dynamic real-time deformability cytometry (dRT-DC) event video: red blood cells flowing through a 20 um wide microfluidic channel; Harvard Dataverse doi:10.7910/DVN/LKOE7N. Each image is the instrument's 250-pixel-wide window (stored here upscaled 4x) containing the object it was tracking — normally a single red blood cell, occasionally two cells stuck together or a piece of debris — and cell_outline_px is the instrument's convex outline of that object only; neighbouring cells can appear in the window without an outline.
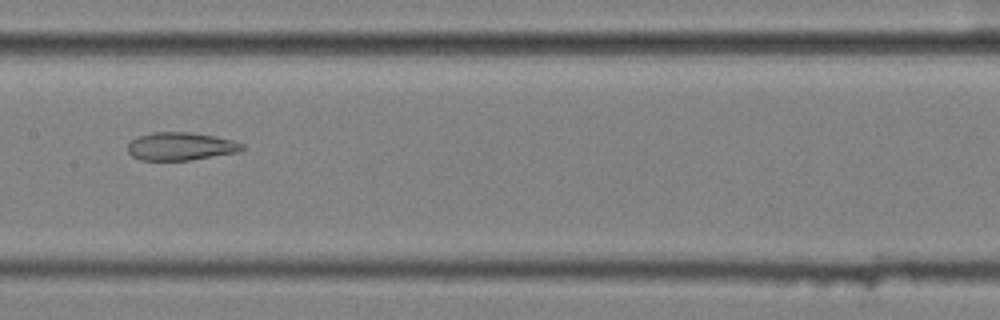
{"species": "common noctule bat (a hibernating species)", "species_latin": "Nyctalus noctula", "temperature_condition": "cold", "stored_images_in_passage": 8, "camera_frame_rate_fps": 3000, "um_per_image_px": 0.085, "animal": {"sex": "female", "body_mass_g": 25.1}, "frame": {"image": 1, "passage_image": 6, "time_ms": 1.667, "image_size_px": [1000, 320], "cell_outline_px": [[244, 148], [240, 152], [192, 160], [140, 160], [132, 156], [128, 152], [128, 144], [136, 136], [152, 132], [188, 132], [216, 136], [232, 140], [244, 144]], "centroid_in_image_um": [15.37, 12.44], "position_along_channel_um": 192.0, "area_um2": 18.84}}
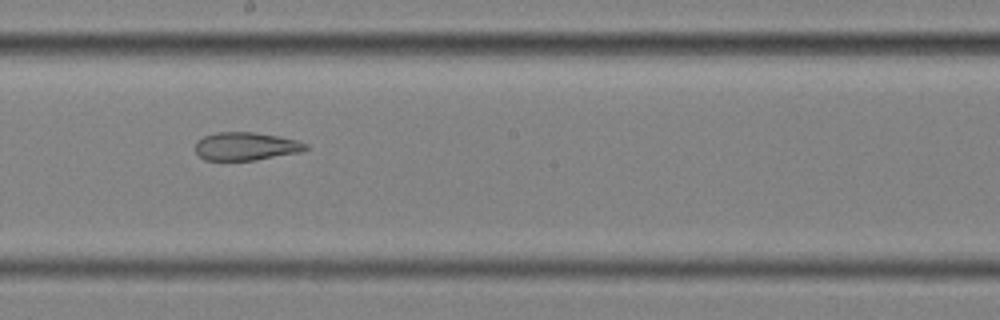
{"frame": {"image": 2, "passage_image": 7, "time_ms": 2.0, "image_size_px": [1000, 320], "cell_outline_px": [[308, 148], [300, 152], [256, 160], [204, 160], [196, 152], [196, 140], [204, 136], [216, 132], [252, 132], [280, 136], [296, 140], [308, 144]], "centroid_in_image_um": [20.9, 12.43], "position_along_channel_um": 227.3, "area_um2": 18.09}}
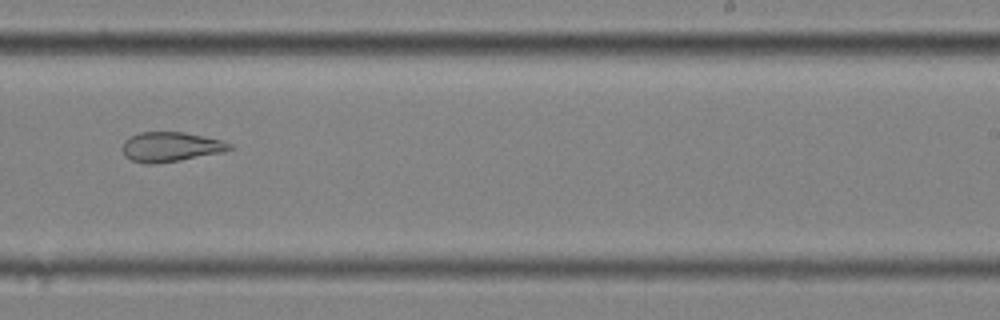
{"frame": {"image": 3, "passage_image": 8, "time_ms": 2.333, "image_size_px": [1000, 320], "cell_outline_px": [[232, 148], [224, 152], [180, 160], [156, 164], [144, 164], [132, 160], [124, 156], [124, 140], [140, 132], [184, 132], [204, 136], [220, 140], [232, 144]], "centroid_in_image_um": [14.52, 12.49], "position_along_channel_um": 274.5, "area_um2": 18.44}}